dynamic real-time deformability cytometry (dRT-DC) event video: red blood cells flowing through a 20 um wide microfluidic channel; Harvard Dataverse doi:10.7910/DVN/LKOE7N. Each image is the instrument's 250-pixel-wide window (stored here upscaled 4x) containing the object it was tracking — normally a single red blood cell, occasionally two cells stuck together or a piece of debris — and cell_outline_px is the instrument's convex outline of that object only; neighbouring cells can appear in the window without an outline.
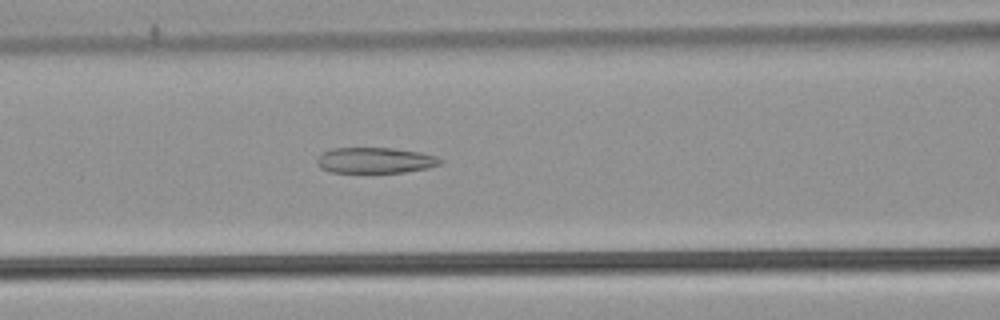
{"species": "common noctule bat (a hibernating species)", "species_latin": "Nyctalus noctula", "temperature_condition": "warm", "stored_images_in_passage": 49, "camera_frame_rate_fps": 3000, "um_per_image_px": 0.085, "animal": {"sex": "male", "body_mass_g": 21.5, "forearm_length_mm": 52.0}, "frame": {"image": 1, "passage_image": 23, "time_ms": 7.333, "image_size_px": [1000, 320], "cell_outline_px": [[444, 160], [440, 164], [428, 168], [404, 172], [328, 172], [320, 168], [316, 164], [316, 160], [324, 152], [332, 148], [392, 148], [420, 152], [436, 156]], "centroid_in_image_um": [31.89, 13.63], "position_along_channel_um": 134.7, "area_um2": 18.5}}
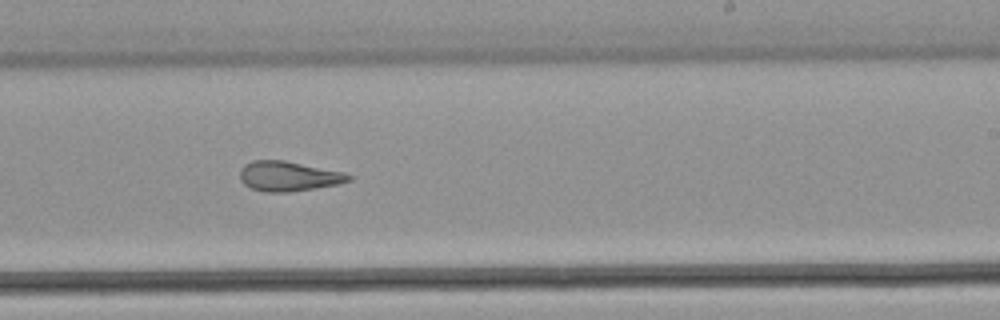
{"frame": {"image": 2, "passage_image": 33, "time_ms": 10.667, "image_size_px": [1000, 320], "cell_outline_px": [[352, 180], [340, 184], [316, 188], [288, 192], [264, 192], [252, 188], [244, 184], [240, 180], [240, 168], [244, 164], [252, 160], [284, 160], [344, 172], [352, 176]], "centroid_in_image_um": [24.52, 14.98], "position_along_channel_um": 264.5, "area_um2": 19.07}}
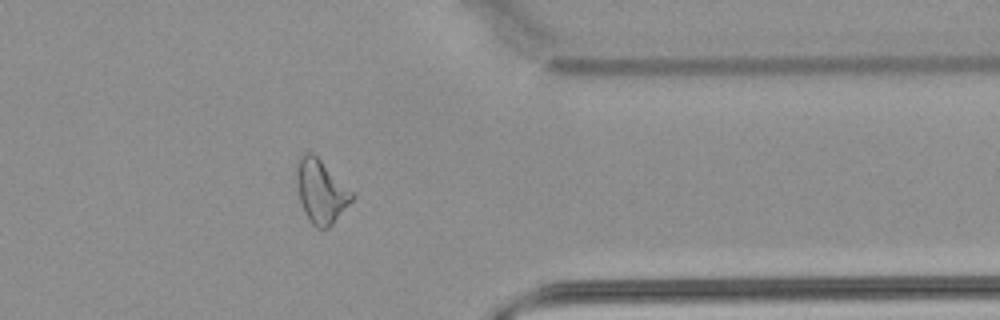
{"frame": {"image": 3, "passage_image": 43, "time_ms": 14.0, "image_size_px": [1000, 320], "cell_outline_px": [[356, 196], [332, 224], [328, 228], [316, 228], [308, 220], [304, 212], [300, 200], [296, 184], [296, 160], [300, 152], [312, 152]], "centroid_in_image_um": [27.23, 16.25], "position_along_channel_um": 384.2, "area_um2": 20.4}, "authors_computed_cell_mechanics": {"area_um2": 21.3282, "velocity_mm_per_s": 3.898, "shape_relaxation_time_tau1_ms": null, "shape_relaxation_time_tau2_ms": 2.282, "deformation_change_tau1": null, "deformation_change_tau2": 0.1089}}